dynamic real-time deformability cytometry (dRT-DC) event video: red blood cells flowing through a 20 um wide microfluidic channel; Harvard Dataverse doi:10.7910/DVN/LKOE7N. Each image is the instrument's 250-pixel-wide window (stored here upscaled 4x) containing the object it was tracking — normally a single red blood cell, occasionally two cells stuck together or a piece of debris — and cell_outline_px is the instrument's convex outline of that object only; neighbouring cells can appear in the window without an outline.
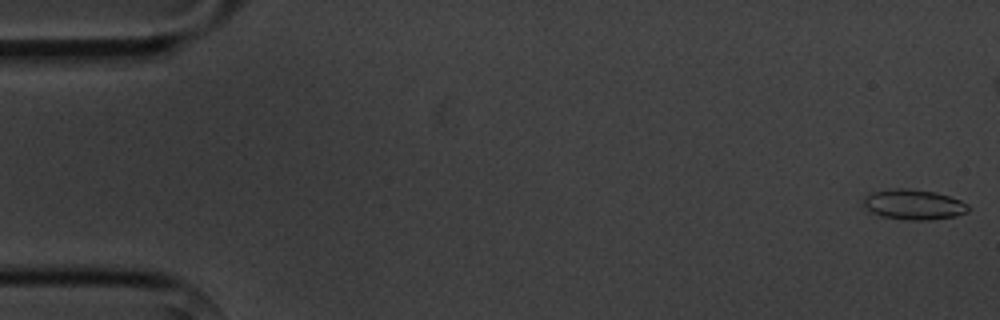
{"species": "common noctule bat (a hibernating species)", "species_latin": "Nyctalus noctula", "temperature_condition": "cold", "stored_images_in_passage": 3, "camera_frame_rate_fps": 3000, "um_per_image_px": 0.085, "animal": {"sex": "male", "body_mass_g": 20.1, "forearm_length_mm": 53.5}, "frame": {"image": 1, "passage_image": 1, "time_ms": 0.0, "image_size_px": [1000, 320], "cell_outline_px": [[968, 212], [956, 216], [928, 220], [908, 220], [880, 216], [872, 212], [864, 204], [864, 196], [868, 192], [892, 188], [908, 188], [936, 192], [960, 200], [968, 204]], "centroid_in_image_um": [77.65, 17.37], "position_along_channel_um": 7.4, "area_um2": 18.55}}